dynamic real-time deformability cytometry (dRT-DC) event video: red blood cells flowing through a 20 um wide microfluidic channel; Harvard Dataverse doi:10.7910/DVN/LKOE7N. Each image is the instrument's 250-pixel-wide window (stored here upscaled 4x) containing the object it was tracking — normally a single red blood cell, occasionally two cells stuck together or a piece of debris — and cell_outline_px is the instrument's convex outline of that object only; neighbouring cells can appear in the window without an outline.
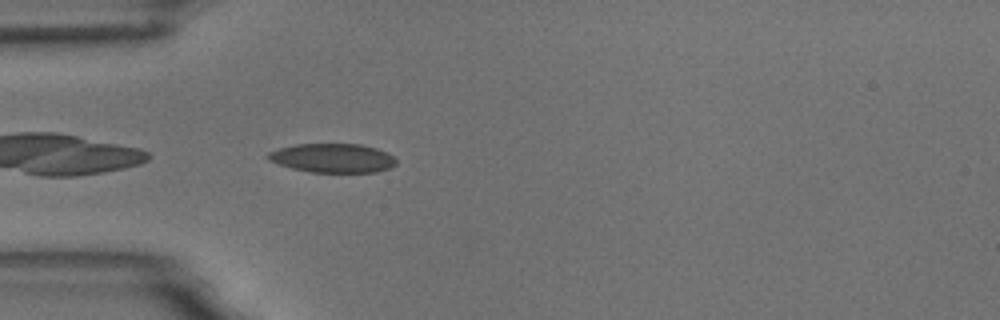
{"species": "common noctule bat (a hibernating species)", "species_latin": "Nyctalus noctula", "temperature_condition": "room temperature", "stored_images_in_passage": 5, "camera_frame_rate_fps": 3000, "um_per_image_px": 0.085, "animal": {"sex": "male", "body_mass_g": 18.8}, "frame": {"image": 1, "passage_image": 5, "time_ms": 4.667, "image_size_px": [1000, 320], "cell_outline_px": [[396, 164], [392, 168], [376, 172], [308, 172], [292, 168], [268, 160], [264, 156], [268, 152], [280, 148], [296, 144], [360, 144], [376, 148], [388, 152], [396, 160]], "centroid_in_image_um": [28.28, 13.43], "position_along_channel_um": 56.7, "area_um2": 21.79}}